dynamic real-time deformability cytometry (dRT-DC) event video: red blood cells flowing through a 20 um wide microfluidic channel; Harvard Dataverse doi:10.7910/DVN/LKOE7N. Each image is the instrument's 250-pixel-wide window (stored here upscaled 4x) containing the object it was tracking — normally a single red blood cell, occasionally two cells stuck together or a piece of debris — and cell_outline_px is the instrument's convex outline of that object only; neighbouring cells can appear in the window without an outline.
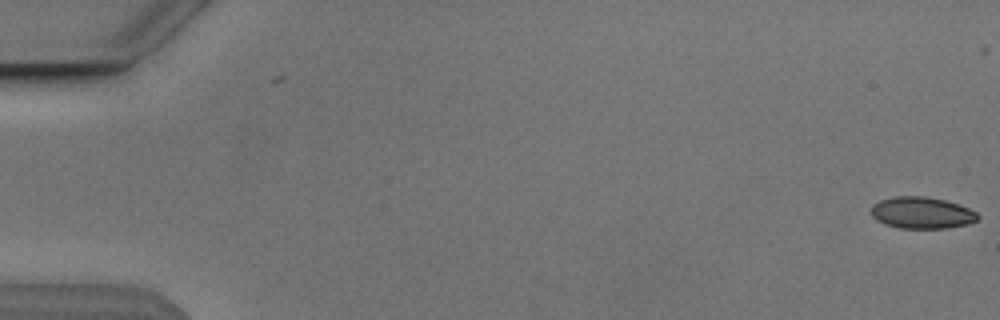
{"species": "Egyptian fruit bat (a non-hibernating species)", "species_latin": "Rousettus aegyptiacus", "temperature_condition": "cold", "stored_images_in_passage": 3, "camera_frame_rate_fps": 3000, "um_per_image_px": 0.085, "animal": {"sex": "male"}, "frame": {"image": 1, "passage_image": 3, "time_ms": 0.667, "image_size_px": [1000, 320], "cell_outline_px": [[980, 216], [976, 220], [968, 224], [944, 228], [900, 228], [884, 224], [876, 220], [872, 216], [872, 204], [880, 200], [892, 196], [924, 196], [944, 200], [968, 208], [976, 212]], "centroid_in_image_um": [78.32, 18.08], "position_along_channel_um": 6.7, "area_um2": 19.59}}